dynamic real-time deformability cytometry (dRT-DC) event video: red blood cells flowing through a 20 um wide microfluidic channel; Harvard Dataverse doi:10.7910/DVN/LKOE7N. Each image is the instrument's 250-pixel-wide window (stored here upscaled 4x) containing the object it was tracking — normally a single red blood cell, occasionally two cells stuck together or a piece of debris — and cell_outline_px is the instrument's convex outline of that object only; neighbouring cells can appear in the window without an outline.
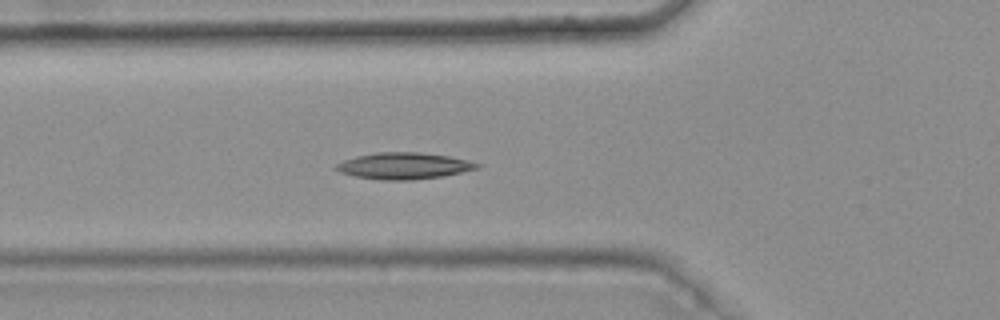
{"species": "common noctule bat (a hibernating species)", "species_latin": "Nyctalus noctula", "temperature_condition": "warm", "stored_images_in_passage": 30, "camera_frame_rate_fps": 3000, "um_per_image_px": 0.085, "animal": {"sex": "female", "body_mass_g": 25.1}, "frame": {"image": 1, "passage_image": 9, "time_ms": 2.667, "image_size_px": [1000, 320], "cell_outline_px": [[480, 168], [444, 176], [412, 180], [380, 180], [356, 176], [340, 172], [336, 168], [336, 164], [344, 160], [356, 156], [376, 152], [416, 152], [448, 156], [468, 160], [480, 164]], "centroid_in_image_um": [34.35, 14.1], "position_along_channel_um": 91.5, "area_um2": 21.68}}
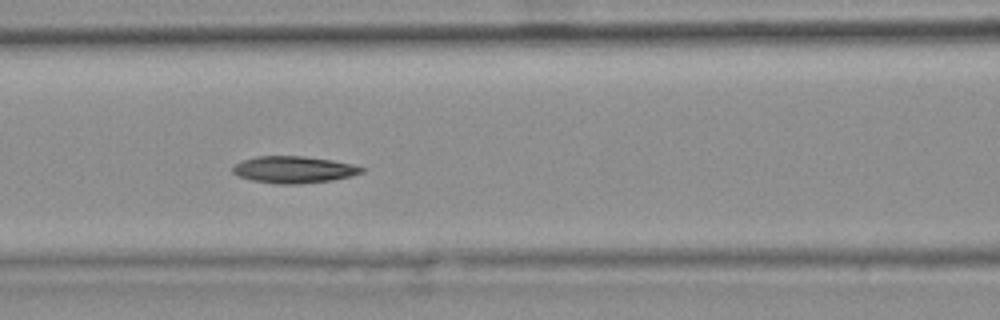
{"frame": {"image": 2, "passage_image": 13, "time_ms": 4.0, "image_size_px": [1000, 320], "cell_outline_px": [[368, 168], [364, 172], [352, 176], [332, 180], [300, 184], [276, 184], [252, 180], [240, 176], [232, 172], [232, 168], [236, 164], [244, 160], [256, 156], [304, 156], [332, 160], [352, 164]], "centroid_in_image_um": [25.03, 14.42], "position_along_channel_um": 141.6, "area_um2": 20.23}, "authors_computed_cell_mechanics": {"area_um2": 19.1029, "velocity_mm_per_s": 3.7648, "shape_relaxation_time_tau1_ms": 7.8561, "shape_relaxation_time_tau2_ms": 2.9303, "deformation_change_tau1": 0.1632, "deformation_change_tau2": 0.086}}